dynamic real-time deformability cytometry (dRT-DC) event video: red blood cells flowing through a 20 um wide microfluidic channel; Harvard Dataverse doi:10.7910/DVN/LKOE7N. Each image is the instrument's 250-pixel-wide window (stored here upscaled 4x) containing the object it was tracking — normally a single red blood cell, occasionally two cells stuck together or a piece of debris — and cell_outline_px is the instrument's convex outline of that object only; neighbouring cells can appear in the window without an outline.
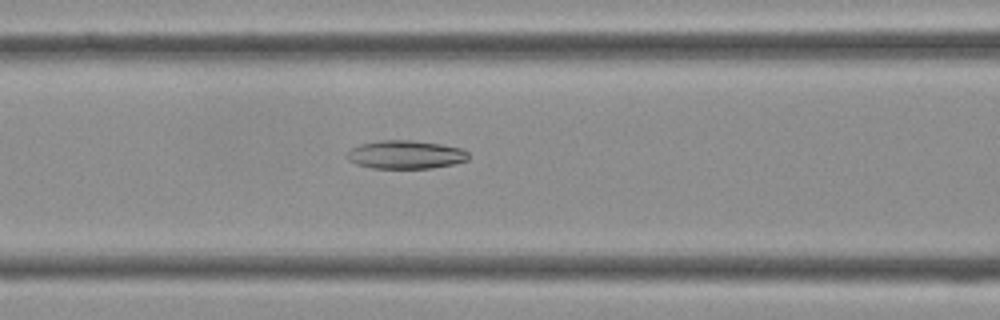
{"species": "Egyptian fruit bat (a non-hibernating species)", "species_latin": "Rousettus aegyptiacus", "temperature_condition": "cold", "stored_images_in_passage": 41, "camera_frame_rate_fps": 3000, "um_per_image_px": 0.085, "frame": {"image": 1, "passage_image": 17, "time_ms": 5.333, "image_size_px": [1000, 320], "cell_outline_px": [[468, 160], [452, 164], [432, 168], [372, 168], [356, 164], [348, 160], [348, 152], [352, 148], [360, 144], [380, 140], [412, 140], [440, 144], [460, 148], [468, 152]], "centroid_in_image_um": [34.47, 13.14], "position_along_channel_um": 132.1, "area_um2": 19.94}}
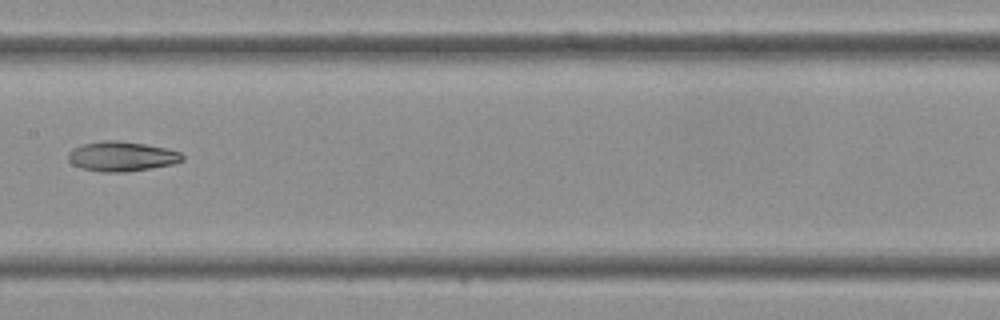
{"frame": {"image": 2, "passage_image": 21, "time_ms": 6.667, "image_size_px": [1000, 320], "cell_outline_px": [[184, 160], [172, 164], [124, 172], [100, 172], [80, 168], [72, 164], [68, 160], [68, 152], [72, 148], [84, 144], [104, 140], [120, 140], [168, 148], [180, 152], [184, 156]], "centroid_in_image_um": [10.32, 13.29], "position_along_channel_um": 197.1, "area_um2": 19.88}}
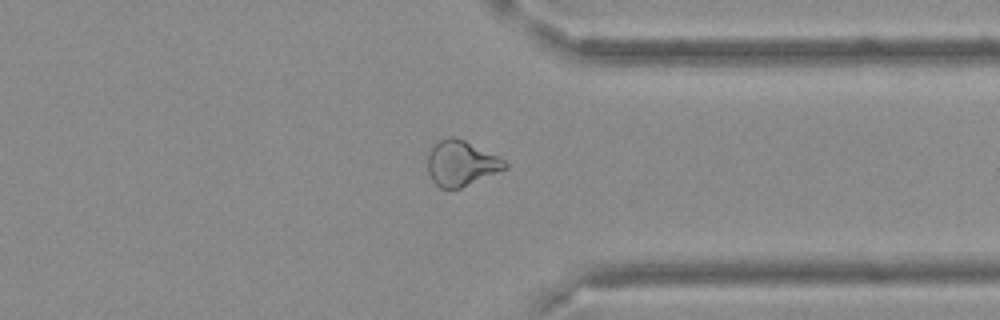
{"frame": {"image": 3, "passage_image": 32, "time_ms": 10.333, "image_size_px": [1000, 320], "cell_outline_px": [[508, 168], [460, 188], [440, 188], [432, 180], [428, 172], [428, 148], [432, 144], [448, 136], [452, 136], [464, 140], [500, 156], [508, 164]], "centroid_in_image_um": [39.19, 13.86], "position_along_channel_um": 372.2, "area_um2": 20.58}}